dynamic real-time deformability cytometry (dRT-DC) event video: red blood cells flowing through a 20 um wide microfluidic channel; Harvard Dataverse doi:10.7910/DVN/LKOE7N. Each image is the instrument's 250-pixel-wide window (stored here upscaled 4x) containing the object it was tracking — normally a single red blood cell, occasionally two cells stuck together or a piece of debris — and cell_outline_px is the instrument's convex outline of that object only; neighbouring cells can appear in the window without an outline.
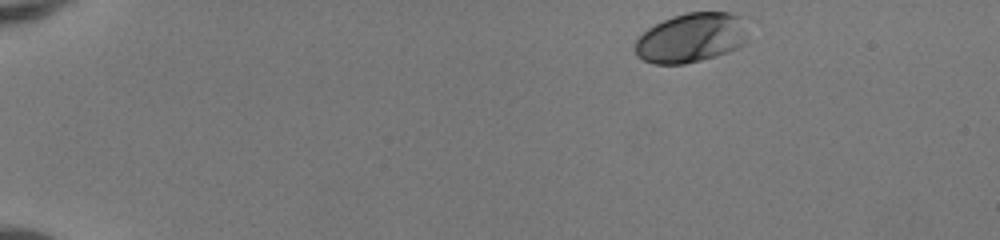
{"species": "human", "species_latin": "Homo sapiens", "temperature_condition": "room temperature", "stored_images_in_passage": 44, "camera_frame_rate_fps": 3000, "um_per_image_px": 0.085, "donor": {"sex": "female"}, "frame": {"image": 1, "passage_image": 1, "time_ms": 0.0, "image_size_px": [1000, 240], "cell_outline_px": [[744, 44], [728, 52], [700, 60], [684, 64], [652, 64], [636, 56], [636, 40], [648, 28], [672, 16], [688, 12], [732, 12], [740, 16], [744, 40]], "centroid_in_image_um": [58.69, 3.22], "position_along_channel_um": 26.3, "area_um2": 31.96}}
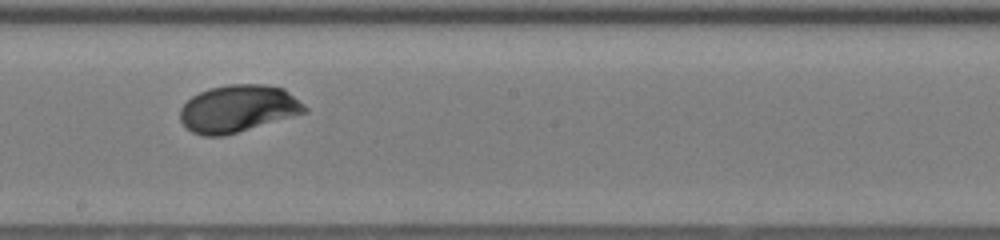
{"frame": {"image": 2, "passage_image": 24, "time_ms": 7.667, "image_size_px": [1000, 240], "cell_outline_px": [[308, 112], [224, 136], [204, 136], [192, 132], [180, 120], [180, 108], [192, 96], [208, 88], [228, 84], [264, 84], [284, 88], [304, 104], [308, 108]], "centroid_in_image_um": [20.24, 9.23], "position_along_channel_um": 228.0, "area_um2": 34.33}}
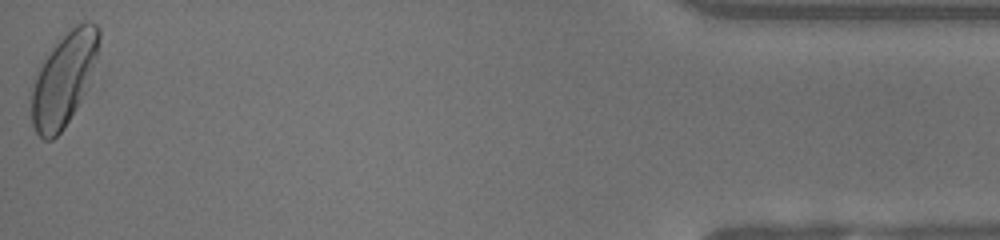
{"frame": {"image": 3, "passage_image": 44, "time_ms": 14.333, "image_size_px": [1000, 240], "cell_outline_px": [[100, 36], [96, 56], [84, 92], [76, 108], [64, 128], [52, 140], [44, 140], [36, 132], [32, 124], [32, 88], [36, 76], [44, 60], [52, 48], [76, 24], [84, 20], [88, 20], [96, 24], [100, 28]], "centroid_in_image_um": [5.42, 6.73], "position_along_channel_um": 429.8, "area_um2": 35.49}, "authors_computed_cell_mechanics": {"area_um2": 33.0616, "velocity_mm_per_s": 4.1402, "shape_relaxation_time_tau1_ms": 1.8851, "shape_relaxation_time_tau2_ms": null, "deformation_change_tau1": 0.1235, "deformation_change_tau2": null}}